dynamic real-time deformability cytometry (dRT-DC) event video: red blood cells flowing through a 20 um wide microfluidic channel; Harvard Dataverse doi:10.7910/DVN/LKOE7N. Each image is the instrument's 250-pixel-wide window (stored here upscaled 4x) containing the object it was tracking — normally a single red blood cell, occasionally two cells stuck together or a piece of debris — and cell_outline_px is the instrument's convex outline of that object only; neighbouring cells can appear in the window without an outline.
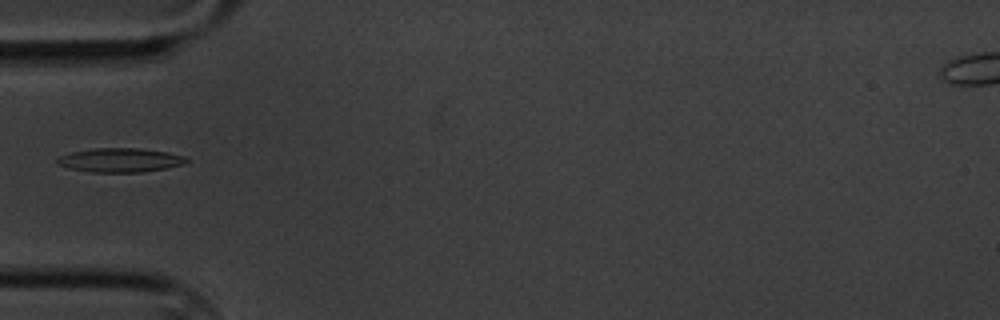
{"species": "common noctule bat (a hibernating species)", "species_latin": "Nyctalus noctula", "temperature_condition": "cold", "stored_images_in_passage": 12, "camera_frame_rate_fps": 3000, "um_per_image_px": 0.085, "animal": {"sex": "male", "body_mass_g": 20.1, "forearm_length_mm": 53.5}, "frame": {"image": 1, "passage_image": 6, "time_ms": 6.0, "image_size_px": [1000, 320], "cell_outline_px": [[188, 160], [184, 164], [164, 168], [140, 172], [92, 172], [68, 168], [56, 164], [56, 160], [60, 156], [72, 152], [92, 148], [140, 148], [168, 152], [184, 156]], "centroid_in_image_um": [10.18, 13.6], "position_along_channel_um": 74.8, "area_um2": 18.03}}
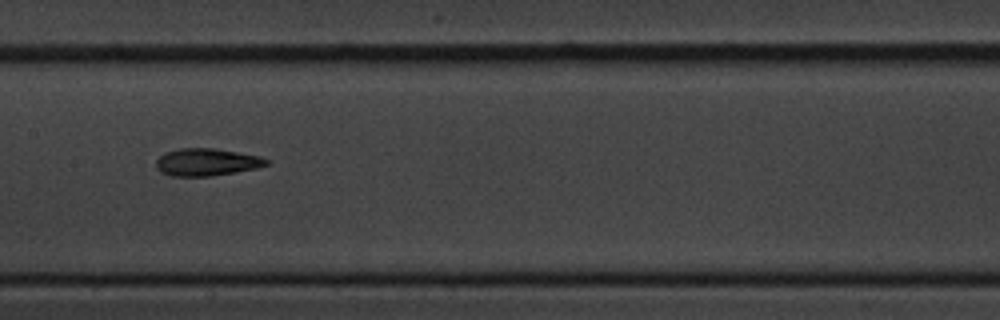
{"frame": {"image": 2, "passage_image": 9, "time_ms": 9.333, "image_size_px": [1000, 320], "cell_outline_px": [[268, 164], [256, 168], [212, 176], [172, 176], [160, 172], [156, 168], [156, 160], [164, 152], [180, 148], [212, 148], [260, 156], [268, 160]], "centroid_in_image_um": [17.52, 13.78], "position_along_channel_um": 189.9, "area_um2": 17.51}}
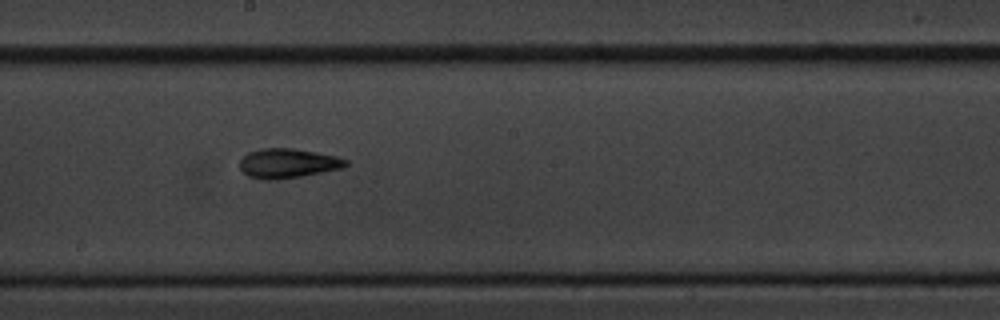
{"frame": {"image": 3, "passage_image": 10, "time_ms": 10.333, "image_size_px": [1000, 320], "cell_outline_px": [[348, 164], [344, 168], [304, 176], [276, 180], [264, 180], [248, 176], [240, 168], [240, 160], [248, 152], [260, 148], [292, 148], [316, 152], [336, 156], [348, 160]], "centroid_in_image_um": [24.48, 13.89], "position_along_channel_um": 223.7, "area_um2": 18.44}}